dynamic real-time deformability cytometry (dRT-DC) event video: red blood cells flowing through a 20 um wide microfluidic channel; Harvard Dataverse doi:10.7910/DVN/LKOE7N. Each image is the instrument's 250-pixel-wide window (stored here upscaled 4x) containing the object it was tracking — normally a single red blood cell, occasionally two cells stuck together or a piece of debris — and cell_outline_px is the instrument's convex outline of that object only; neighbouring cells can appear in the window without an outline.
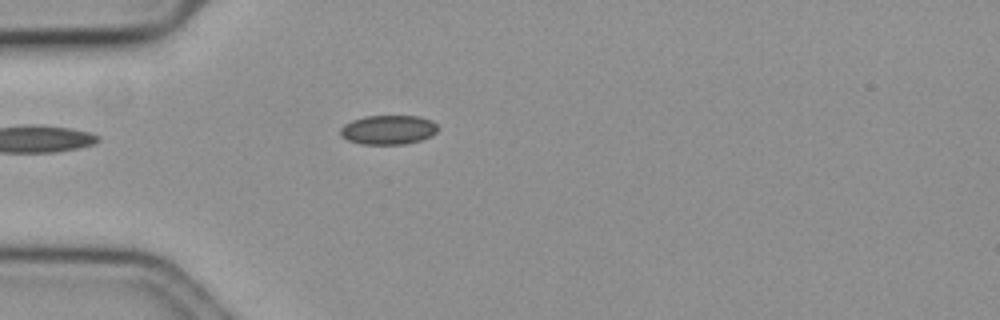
{"species": "common noctule bat (a hibernating species)", "species_latin": "Nyctalus noctula", "temperature_condition": "cold", "stored_images_in_passage": 13, "camera_frame_rate_fps": 3000, "um_per_image_px": 0.085, "animal": {"sex": "female", "body_mass_g": 19.3, "forearm_length_mm": 54.1}, "frame": {"image": 1, "passage_image": 1, "time_ms": 0.0, "image_size_px": [1000, 320], "cell_outline_px": [[440, 128], [432, 136], [420, 140], [404, 144], [360, 144], [348, 140], [340, 136], [340, 128], [344, 124], [352, 120], [364, 116], [420, 116], [432, 120]], "centroid_in_image_um": [33.01, 11.03], "position_along_channel_um": 52.0, "area_um2": 16.82}}
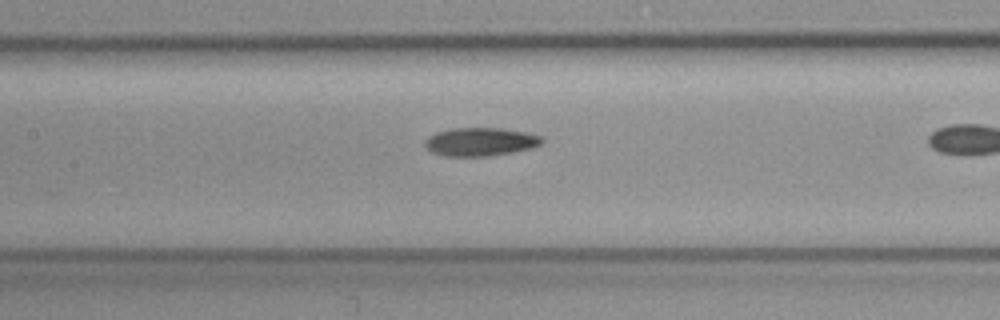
{"frame": {"image": 2, "passage_image": 8, "time_ms": 2.333, "image_size_px": [1000, 320], "cell_outline_px": [[544, 140], [540, 144], [532, 148], [512, 152], [488, 156], [444, 156], [432, 152], [424, 148], [424, 140], [428, 136], [436, 132], [452, 128], [504, 128], [544, 136]], "centroid_in_image_um": [40.81, 12.05], "position_along_channel_um": 166.6, "area_um2": 19.54}}